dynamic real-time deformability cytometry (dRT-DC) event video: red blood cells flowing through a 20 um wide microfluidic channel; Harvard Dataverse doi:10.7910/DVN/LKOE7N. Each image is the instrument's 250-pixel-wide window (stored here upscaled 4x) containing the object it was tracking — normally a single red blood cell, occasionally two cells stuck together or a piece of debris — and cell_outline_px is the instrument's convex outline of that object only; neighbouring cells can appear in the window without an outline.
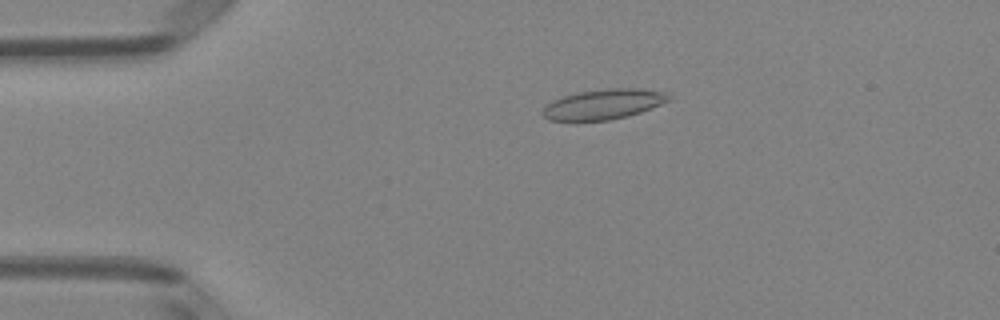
{"species": "Egyptian fruit bat (a non-hibernating species)", "species_latin": "Rousettus aegyptiacus", "temperature_condition": "room temperature", "stored_images_in_passage": 5, "camera_frame_rate_fps": 3000, "um_per_image_px": 0.085, "animal": {"sex": "female"}, "frame": {"image": 1, "passage_image": 4, "time_ms": 1.0, "image_size_px": [1000, 320], "cell_outline_px": [[672, 100], [640, 112], [628, 116], [608, 120], [548, 120], [544, 116], [544, 108], [552, 100], [564, 96], [580, 92], [612, 88], [636, 88], [668, 92], [672, 96]], "centroid_in_image_um": [51.38, 8.85], "position_along_channel_um": 33.6, "area_um2": 21.91}}